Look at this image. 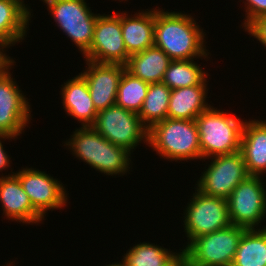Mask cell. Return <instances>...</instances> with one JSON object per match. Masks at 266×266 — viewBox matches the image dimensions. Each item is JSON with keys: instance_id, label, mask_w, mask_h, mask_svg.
Wrapping results in <instances>:
<instances>
[{"instance_id": "8992f818", "label": "cell", "mask_w": 266, "mask_h": 266, "mask_svg": "<svg viewBox=\"0 0 266 266\" xmlns=\"http://www.w3.org/2000/svg\"><path fill=\"white\" fill-rule=\"evenodd\" d=\"M54 22L84 55L91 46L99 14L93 13L86 0H41Z\"/></svg>"}, {"instance_id": "7c38bea8", "label": "cell", "mask_w": 266, "mask_h": 266, "mask_svg": "<svg viewBox=\"0 0 266 266\" xmlns=\"http://www.w3.org/2000/svg\"><path fill=\"white\" fill-rule=\"evenodd\" d=\"M28 194L32 206L46 217L48 211L67 206L69 197L61 181L36 168H22L14 173ZM50 209V210H49Z\"/></svg>"}, {"instance_id": "f546056e", "label": "cell", "mask_w": 266, "mask_h": 266, "mask_svg": "<svg viewBox=\"0 0 266 266\" xmlns=\"http://www.w3.org/2000/svg\"><path fill=\"white\" fill-rule=\"evenodd\" d=\"M17 137H14L11 134L8 133H0V172H3V170H6V168L8 169L10 167V158L9 155L6 153L5 148L3 147L4 141L7 140H11V139H16ZM4 140V141H3ZM3 141V142H2Z\"/></svg>"}, {"instance_id": "d4e9b609", "label": "cell", "mask_w": 266, "mask_h": 266, "mask_svg": "<svg viewBox=\"0 0 266 266\" xmlns=\"http://www.w3.org/2000/svg\"><path fill=\"white\" fill-rule=\"evenodd\" d=\"M149 83L124 70L117 90L116 105L139 114L148 91Z\"/></svg>"}, {"instance_id": "30bf717a", "label": "cell", "mask_w": 266, "mask_h": 266, "mask_svg": "<svg viewBox=\"0 0 266 266\" xmlns=\"http://www.w3.org/2000/svg\"><path fill=\"white\" fill-rule=\"evenodd\" d=\"M209 158L211 162L207 169L204 168L194 189L207 196L227 200L236 186L250 176L243 156L238 151Z\"/></svg>"}, {"instance_id": "6da1fadb", "label": "cell", "mask_w": 266, "mask_h": 266, "mask_svg": "<svg viewBox=\"0 0 266 266\" xmlns=\"http://www.w3.org/2000/svg\"><path fill=\"white\" fill-rule=\"evenodd\" d=\"M200 27L189 13L168 12L156 7L154 46L162 49L171 60L208 59L206 34Z\"/></svg>"}, {"instance_id": "8fae6325", "label": "cell", "mask_w": 266, "mask_h": 266, "mask_svg": "<svg viewBox=\"0 0 266 266\" xmlns=\"http://www.w3.org/2000/svg\"><path fill=\"white\" fill-rule=\"evenodd\" d=\"M83 56L97 63L127 64L130 55L122 37L121 12L99 13L90 49Z\"/></svg>"}, {"instance_id": "5b68a950", "label": "cell", "mask_w": 266, "mask_h": 266, "mask_svg": "<svg viewBox=\"0 0 266 266\" xmlns=\"http://www.w3.org/2000/svg\"><path fill=\"white\" fill-rule=\"evenodd\" d=\"M233 225L195 238L184 250L189 266H231L243 233Z\"/></svg>"}, {"instance_id": "ba28073f", "label": "cell", "mask_w": 266, "mask_h": 266, "mask_svg": "<svg viewBox=\"0 0 266 266\" xmlns=\"http://www.w3.org/2000/svg\"><path fill=\"white\" fill-rule=\"evenodd\" d=\"M183 212V228L188 238L185 249L195 238L231 225L227 200L193 192Z\"/></svg>"}, {"instance_id": "277c9868", "label": "cell", "mask_w": 266, "mask_h": 266, "mask_svg": "<svg viewBox=\"0 0 266 266\" xmlns=\"http://www.w3.org/2000/svg\"><path fill=\"white\" fill-rule=\"evenodd\" d=\"M195 123L199 133L201 160L240 151L244 119L214 106L200 113Z\"/></svg>"}, {"instance_id": "603a6c76", "label": "cell", "mask_w": 266, "mask_h": 266, "mask_svg": "<svg viewBox=\"0 0 266 266\" xmlns=\"http://www.w3.org/2000/svg\"><path fill=\"white\" fill-rule=\"evenodd\" d=\"M194 59L171 60L164 73L162 83L171 90L188 86L208 85V73Z\"/></svg>"}, {"instance_id": "7a4b0ae2", "label": "cell", "mask_w": 266, "mask_h": 266, "mask_svg": "<svg viewBox=\"0 0 266 266\" xmlns=\"http://www.w3.org/2000/svg\"><path fill=\"white\" fill-rule=\"evenodd\" d=\"M64 143L73 156L105 175L123 176L132 167V152L112 144L91 126L76 128Z\"/></svg>"}, {"instance_id": "d6986e66", "label": "cell", "mask_w": 266, "mask_h": 266, "mask_svg": "<svg viewBox=\"0 0 266 266\" xmlns=\"http://www.w3.org/2000/svg\"><path fill=\"white\" fill-rule=\"evenodd\" d=\"M20 0H0V43L15 45L25 40L31 8Z\"/></svg>"}, {"instance_id": "ffe728a7", "label": "cell", "mask_w": 266, "mask_h": 266, "mask_svg": "<svg viewBox=\"0 0 266 266\" xmlns=\"http://www.w3.org/2000/svg\"><path fill=\"white\" fill-rule=\"evenodd\" d=\"M208 90L209 88L207 85L172 89L167 118L195 120L200 113L211 106V104L206 102Z\"/></svg>"}, {"instance_id": "e0dca14e", "label": "cell", "mask_w": 266, "mask_h": 266, "mask_svg": "<svg viewBox=\"0 0 266 266\" xmlns=\"http://www.w3.org/2000/svg\"><path fill=\"white\" fill-rule=\"evenodd\" d=\"M155 8L135 14L121 13V29L127 53L133 54L154 46Z\"/></svg>"}, {"instance_id": "d6a6232c", "label": "cell", "mask_w": 266, "mask_h": 266, "mask_svg": "<svg viewBox=\"0 0 266 266\" xmlns=\"http://www.w3.org/2000/svg\"><path fill=\"white\" fill-rule=\"evenodd\" d=\"M13 263H14V261L13 262H9V263H7L6 264V266H13ZM3 266V265H2ZM5 266V265H4Z\"/></svg>"}, {"instance_id": "f1b7e54d", "label": "cell", "mask_w": 266, "mask_h": 266, "mask_svg": "<svg viewBox=\"0 0 266 266\" xmlns=\"http://www.w3.org/2000/svg\"><path fill=\"white\" fill-rule=\"evenodd\" d=\"M11 45H4L0 43V78L4 77L10 72V69L14 66L16 62L12 57L7 55L6 48H10ZM5 51V53H4Z\"/></svg>"}, {"instance_id": "4fadbf2b", "label": "cell", "mask_w": 266, "mask_h": 266, "mask_svg": "<svg viewBox=\"0 0 266 266\" xmlns=\"http://www.w3.org/2000/svg\"><path fill=\"white\" fill-rule=\"evenodd\" d=\"M11 72L0 78V133L14 137L24 133L31 121L29 99L26 98Z\"/></svg>"}, {"instance_id": "ac0fdd59", "label": "cell", "mask_w": 266, "mask_h": 266, "mask_svg": "<svg viewBox=\"0 0 266 266\" xmlns=\"http://www.w3.org/2000/svg\"><path fill=\"white\" fill-rule=\"evenodd\" d=\"M240 152L250 176L266 173V120H245Z\"/></svg>"}, {"instance_id": "3957f363", "label": "cell", "mask_w": 266, "mask_h": 266, "mask_svg": "<svg viewBox=\"0 0 266 266\" xmlns=\"http://www.w3.org/2000/svg\"><path fill=\"white\" fill-rule=\"evenodd\" d=\"M148 146L168 161L201 160L198 129L195 120L166 118L154 124L148 133Z\"/></svg>"}, {"instance_id": "4316f807", "label": "cell", "mask_w": 266, "mask_h": 266, "mask_svg": "<svg viewBox=\"0 0 266 266\" xmlns=\"http://www.w3.org/2000/svg\"><path fill=\"white\" fill-rule=\"evenodd\" d=\"M244 3L246 13L241 28L246 29L257 18L266 15V0H243Z\"/></svg>"}, {"instance_id": "2e32d148", "label": "cell", "mask_w": 266, "mask_h": 266, "mask_svg": "<svg viewBox=\"0 0 266 266\" xmlns=\"http://www.w3.org/2000/svg\"><path fill=\"white\" fill-rule=\"evenodd\" d=\"M61 86V103L66 115L78 120L82 127L91 126L98 112L94 107L85 78L79 73Z\"/></svg>"}, {"instance_id": "cb8c5ba5", "label": "cell", "mask_w": 266, "mask_h": 266, "mask_svg": "<svg viewBox=\"0 0 266 266\" xmlns=\"http://www.w3.org/2000/svg\"><path fill=\"white\" fill-rule=\"evenodd\" d=\"M171 89L164 83H150L143 106L139 112L142 123L150 129L167 118Z\"/></svg>"}, {"instance_id": "52a82bcc", "label": "cell", "mask_w": 266, "mask_h": 266, "mask_svg": "<svg viewBox=\"0 0 266 266\" xmlns=\"http://www.w3.org/2000/svg\"><path fill=\"white\" fill-rule=\"evenodd\" d=\"M91 127L112 144L132 153L140 143L148 145L149 129L139 115L116 104L98 112Z\"/></svg>"}, {"instance_id": "1f68e13d", "label": "cell", "mask_w": 266, "mask_h": 266, "mask_svg": "<svg viewBox=\"0 0 266 266\" xmlns=\"http://www.w3.org/2000/svg\"><path fill=\"white\" fill-rule=\"evenodd\" d=\"M106 266H126L122 261L117 262V263H112V264H106Z\"/></svg>"}, {"instance_id": "7402d4cb", "label": "cell", "mask_w": 266, "mask_h": 266, "mask_svg": "<svg viewBox=\"0 0 266 266\" xmlns=\"http://www.w3.org/2000/svg\"><path fill=\"white\" fill-rule=\"evenodd\" d=\"M231 266H266V226L243 233Z\"/></svg>"}, {"instance_id": "83f0119b", "label": "cell", "mask_w": 266, "mask_h": 266, "mask_svg": "<svg viewBox=\"0 0 266 266\" xmlns=\"http://www.w3.org/2000/svg\"><path fill=\"white\" fill-rule=\"evenodd\" d=\"M244 31L257 39L266 49V15L257 18Z\"/></svg>"}, {"instance_id": "4dcf8cb0", "label": "cell", "mask_w": 266, "mask_h": 266, "mask_svg": "<svg viewBox=\"0 0 266 266\" xmlns=\"http://www.w3.org/2000/svg\"><path fill=\"white\" fill-rule=\"evenodd\" d=\"M180 251L176 253L167 263L163 266H189L187 254L184 249H179Z\"/></svg>"}, {"instance_id": "44dd1931", "label": "cell", "mask_w": 266, "mask_h": 266, "mask_svg": "<svg viewBox=\"0 0 266 266\" xmlns=\"http://www.w3.org/2000/svg\"><path fill=\"white\" fill-rule=\"evenodd\" d=\"M171 59L162 50L155 46L129 56L126 70L142 81L160 83L164 77Z\"/></svg>"}, {"instance_id": "484cf974", "label": "cell", "mask_w": 266, "mask_h": 266, "mask_svg": "<svg viewBox=\"0 0 266 266\" xmlns=\"http://www.w3.org/2000/svg\"><path fill=\"white\" fill-rule=\"evenodd\" d=\"M128 250L121 260L126 266H163L177 253L149 242L134 244Z\"/></svg>"}, {"instance_id": "5bb4252c", "label": "cell", "mask_w": 266, "mask_h": 266, "mask_svg": "<svg viewBox=\"0 0 266 266\" xmlns=\"http://www.w3.org/2000/svg\"><path fill=\"white\" fill-rule=\"evenodd\" d=\"M85 61L87 66L80 74L87 82L96 111L100 112L115 105L118 84L126 66Z\"/></svg>"}, {"instance_id": "9a60e30c", "label": "cell", "mask_w": 266, "mask_h": 266, "mask_svg": "<svg viewBox=\"0 0 266 266\" xmlns=\"http://www.w3.org/2000/svg\"><path fill=\"white\" fill-rule=\"evenodd\" d=\"M15 172L0 176V203L6 219L23 224L41 223L44 217L32 206Z\"/></svg>"}, {"instance_id": "9c48e42d", "label": "cell", "mask_w": 266, "mask_h": 266, "mask_svg": "<svg viewBox=\"0 0 266 266\" xmlns=\"http://www.w3.org/2000/svg\"><path fill=\"white\" fill-rule=\"evenodd\" d=\"M263 180L260 176H249L232 191L227 198L231 224L260 229L266 218V182Z\"/></svg>"}]
</instances>
